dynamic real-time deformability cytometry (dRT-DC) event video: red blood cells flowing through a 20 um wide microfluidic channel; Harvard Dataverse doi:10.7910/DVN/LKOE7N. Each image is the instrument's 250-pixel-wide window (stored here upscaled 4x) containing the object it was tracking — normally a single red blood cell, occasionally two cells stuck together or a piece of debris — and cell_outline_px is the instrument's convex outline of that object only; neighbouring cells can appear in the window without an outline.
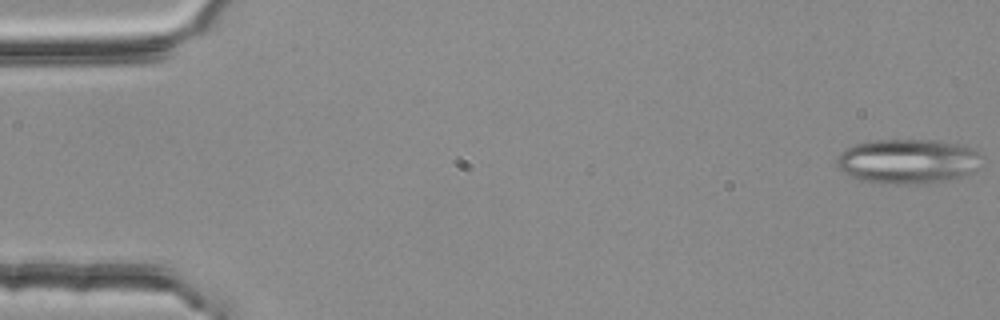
{"species": "common noctule bat (a hibernating species)", "species_latin": "Nyctalus noctula", "temperature_condition": "room temperature", "stored_images_in_passage": 4, "camera_frame_rate_fps": 3000, "um_per_image_px": 0.085, "animal": {"sex": "female", "body_mass_g": 25.1}, "frame": {"image": 1, "passage_image": 4, "time_ms": 1.0, "image_size_px": [1000, 320], "cell_outline_px": [[980, 168], [972, 172], [960, 176], [928, 184], [880, 184], [860, 180], [844, 172], [836, 164], [836, 156], [844, 148], [852, 144], [872, 140], [936, 140], [964, 144], [972, 148], [976, 152]], "centroid_in_image_um": [77.11, 13.7], "position_along_channel_um": 7.9, "area_um2": 38.09}}